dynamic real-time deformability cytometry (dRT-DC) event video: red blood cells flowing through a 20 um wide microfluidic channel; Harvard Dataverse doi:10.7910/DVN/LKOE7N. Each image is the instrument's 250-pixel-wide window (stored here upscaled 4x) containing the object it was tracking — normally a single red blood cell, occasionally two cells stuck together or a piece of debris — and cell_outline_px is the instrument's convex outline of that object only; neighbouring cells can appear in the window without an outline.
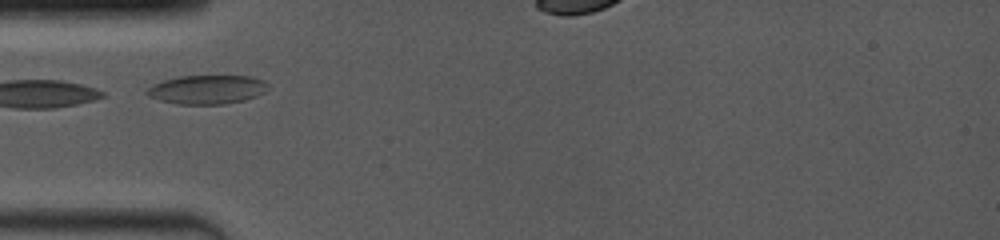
{"species": "common noctule bat (a hibernating species)", "species_latin": "Nyctalus noctula", "temperature_condition": "room temperature", "stored_images_in_passage": 5, "segment_of_instrument_passage": [1, 2], "camera_frame_rate_fps": 4000, "um_per_image_px": 0.085, "animal": {"sex": "female", "body_mass_g": 19.0, "forearm_length_mm": 53.3}, "frame": {"image": 1, "passage_image": 1, "time_ms": 0.0, "image_size_px": [1000, 240], "cell_outline_px": [[268, 88], [264, 92], [256, 96], [244, 100], [224, 104], [176, 104], [160, 100], [148, 96], [144, 92], [152, 84], [164, 80], [180, 76], [252, 76], [264, 80], [268, 84]], "centroid_in_image_um": [17.6, 7.61], "position_along_channel_um": 67.4, "area_um2": 20.46}}
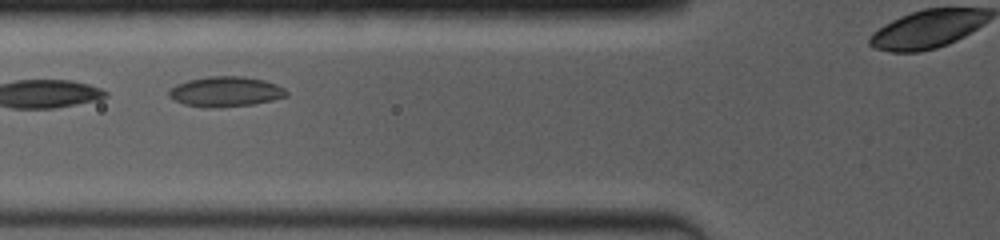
{"frame": {"image": 2, "passage_image": 2, "time_ms": 1.0, "image_size_px": [1000, 240], "cell_outline_px": [[288, 96], [272, 100], [252, 104], [220, 108], [208, 108], [184, 104], [168, 96], [168, 92], [176, 84], [188, 80], [208, 76], [244, 76], [264, 80], [276, 84], [284, 88], [288, 92]], "centroid_in_image_um": [19.19, 7.79], "position_along_channel_um": 106.6, "area_um2": 20.69}}
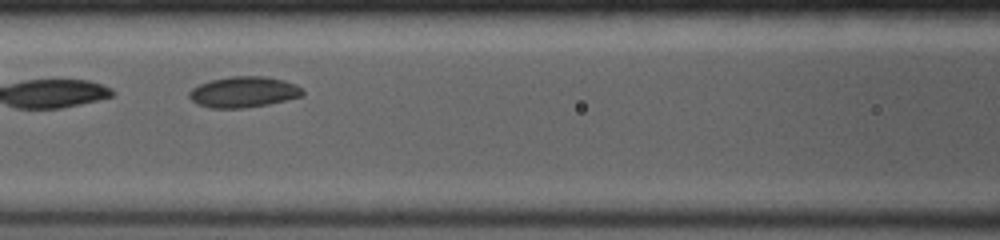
{"frame": {"image": 3, "passage_image": 3, "time_ms": 2.0, "image_size_px": [1000, 240], "cell_outline_px": [[304, 96], [268, 104], [244, 108], [208, 108], [196, 104], [188, 96], [188, 92], [192, 88], [200, 84], [212, 80], [232, 76], [264, 76], [284, 80], [296, 84], [304, 92]], "centroid_in_image_um": [20.7, 7.83], "position_along_channel_um": 145.9, "area_um2": 20.46}}